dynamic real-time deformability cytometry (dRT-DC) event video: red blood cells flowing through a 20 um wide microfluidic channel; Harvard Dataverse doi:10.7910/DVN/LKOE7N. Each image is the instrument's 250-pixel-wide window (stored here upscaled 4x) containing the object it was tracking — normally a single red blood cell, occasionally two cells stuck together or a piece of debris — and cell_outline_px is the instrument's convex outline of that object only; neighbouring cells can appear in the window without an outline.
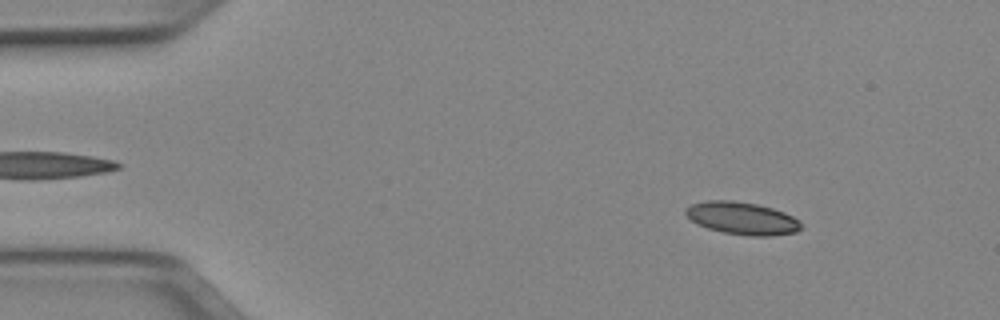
{"species": "Egyptian fruit bat (a non-hibernating species)", "species_latin": "Rousettus aegyptiacus", "temperature_condition": "cold", "stored_images_in_passage": 50, "camera_frame_rate_fps": 3000, "um_per_image_px": 0.085, "animal": {"sex": "female"}, "frame": {"image": 1, "passage_image": 6, "time_ms": 1.667, "image_size_px": [1000, 320], "cell_outline_px": [[800, 228], [796, 232], [772, 236], [748, 236], [724, 232], [708, 228], [692, 220], [684, 212], [684, 208], [692, 204], [708, 200], [732, 200], [756, 204], [772, 208], [784, 212], [800, 220]], "centroid_in_image_um": [63.09, 18.55], "position_along_channel_um": 21.9, "area_um2": 21.73}}
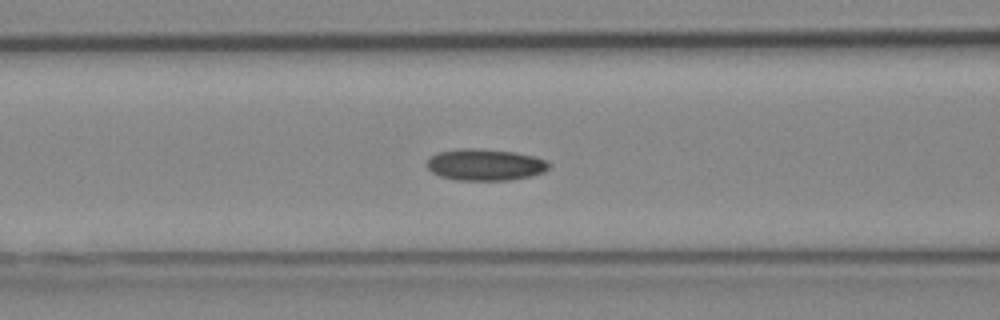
{"frame": {"image": 2, "passage_image": 20, "time_ms": 6.333, "image_size_px": [1000, 320], "cell_outline_px": [[552, 164], [544, 172], [532, 176], [508, 180], [456, 180], [440, 176], [432, 172], [428, 168], [428, 160], [436, 152], [460, 148], [476, 148], [516, 152], [532, 156], [544, 160]], "centroid_in_image_um": [41.24, 14.0], "position_along_channel_um": 125.4, "area_um2": 22.48}}
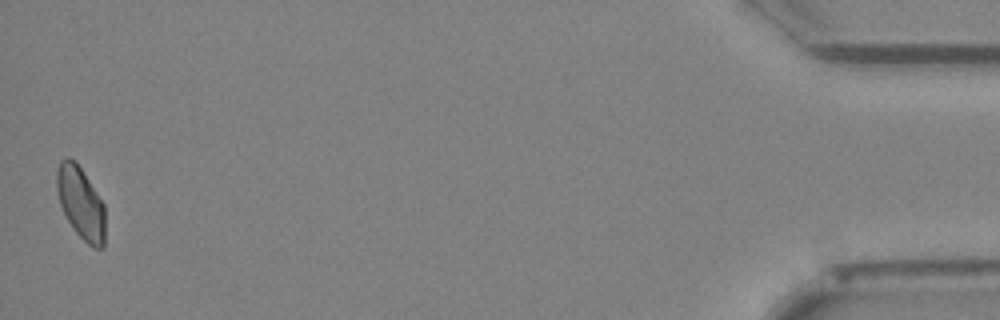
{"frame": {"image": 3, "passage_image": 50, "time_ms": 16.333, "image_size_px": [1000, 320], "cell_outline_px": [[104, 248], [92, 248], [76, 232], [68, 220], [60, 204], [56, 188], [56, 172], [60, 160], [64, 156], [68, 156], [80, 168], [104, 204]], "centroid_in_image_um": [6.85, 17.25], "position_along_channel_um": 428.4, "area_um2": 20.06}, "authors_computed_cell_mechanics": {"area_um2": 21.4149, "velocity_mm_per_s": 3.9451, "shape_relaxation_time_tau1_ms": null, "shape_relaxation_time_tau2_ms": 8.8454, "deformation_change_tau1": null, "deformation_change_tau2": 0.1384}}